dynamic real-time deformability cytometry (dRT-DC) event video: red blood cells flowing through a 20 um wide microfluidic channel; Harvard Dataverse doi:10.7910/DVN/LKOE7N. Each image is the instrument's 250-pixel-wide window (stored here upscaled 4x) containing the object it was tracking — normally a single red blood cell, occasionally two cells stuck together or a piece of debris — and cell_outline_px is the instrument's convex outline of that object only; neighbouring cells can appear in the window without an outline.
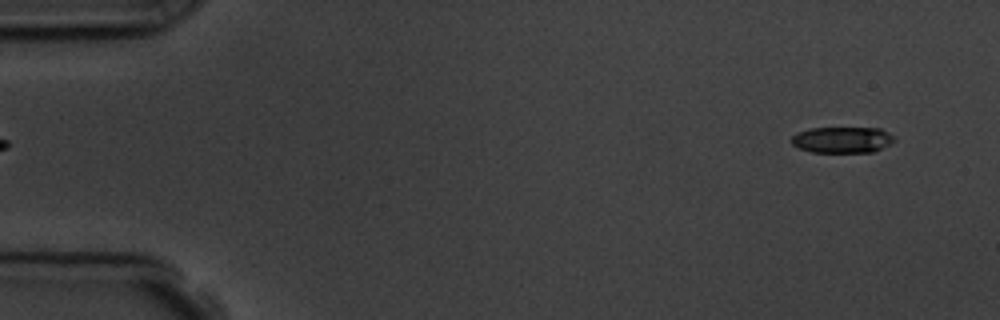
{"species": "common noctule bat (a hibernating species)", "species_latin": "Nyctalus noctula", "temperature_condition": "room temperature", "stored_images_in_passage": 6, "segment_of_instrument_passage": [2, 2], "camera_frame_rate_fps": 3000, "um_per_image_px": 0.085, "animal": {"sex": "male", "body_mass_g": 19.5, "forearm_length_mm": 54.6}, "frame": {"image": 1, "passage_image": 6, "time_ms": 6.667, "image_size_px": [1000, 320], "cell_outline_px": [[896, 140], [892, 144], [872, 152], [812, 152], [800, 148], [792, 144], [788, 140], [796, 132], [808, 128], [880, 128], [888, 132]], "centroid_in_image_um": [71.57, 11.88], "position_along_channel_um": 13.4, "area_um2": 15.84}}